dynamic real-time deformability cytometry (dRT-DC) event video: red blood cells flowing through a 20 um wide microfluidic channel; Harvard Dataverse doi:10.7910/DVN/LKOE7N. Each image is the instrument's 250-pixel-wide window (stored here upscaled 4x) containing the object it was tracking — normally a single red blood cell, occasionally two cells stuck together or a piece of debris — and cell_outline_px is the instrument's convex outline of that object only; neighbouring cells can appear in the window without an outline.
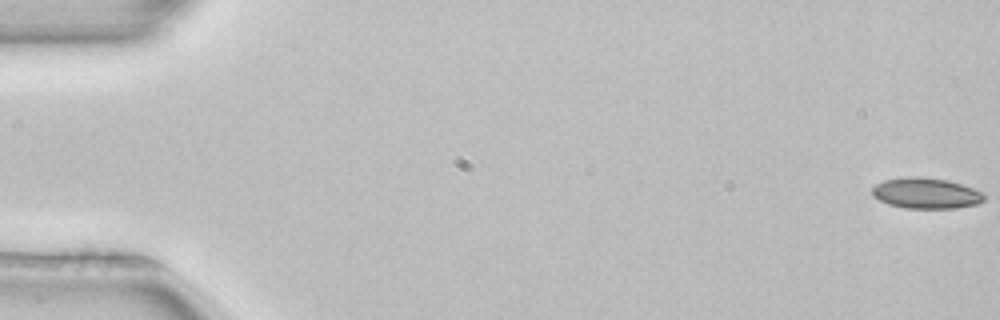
{"species": "common noctule bat (a hibernating species)", "species_latin": "Nyctalus noctula", "temperature_condition": "room temperature", "stored_images_in_passage": 52, "camera_frame_rate_fps": 3000, "um_per_image_px": 0.085, "animal": {"sex": "female", "body_mass_g": 22.7, "forearm_length_mm": 54.2}, "frame": {"image": 1, "passage_image": 1, "time_ms": 0.0, "image_size_px": [1000, 320], "cell_outline_px": [[984, 200], [976, 204], [956, 208], [904, 208], [888, 204], [872, 196], [872, 188], [876, 184], [884, 180], [908, 176], [920, 176], [948, 180], [984, 192]], "centroid_in_image_um": [78.69, 16.42], "position_along_channel_um": 6.3, "area_um2": 20.11}}
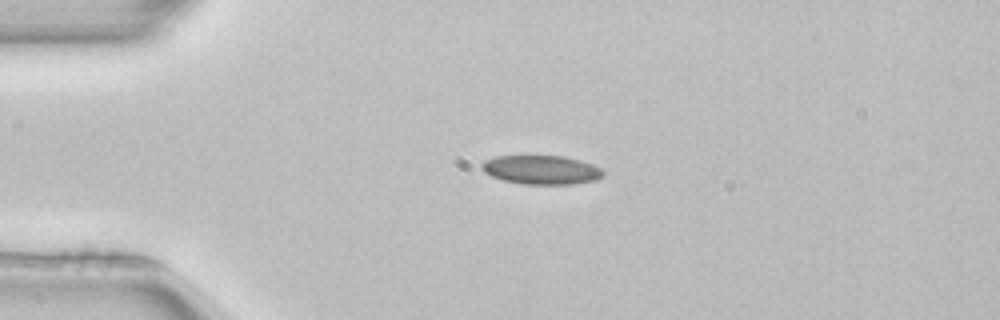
{"frame": {"image": 2, "passage_image": 13, "time_ms": 4.0, "image_size_px": [1000, 320], "cell_outline_px": [[604, 176], [596, 180], [572, 184], [524, 184], [504, 180], [492, 176], [484, 172], [480, 168], [480, 164], [484, 160], [496, 156], [564, 156], [580, 160], [592, 164], [600, 168], [604, 172]], "centroid_in_image_um": [46.01, 14.43], "position_along_channel_um": 39.0, "area_um2": 20.52}}
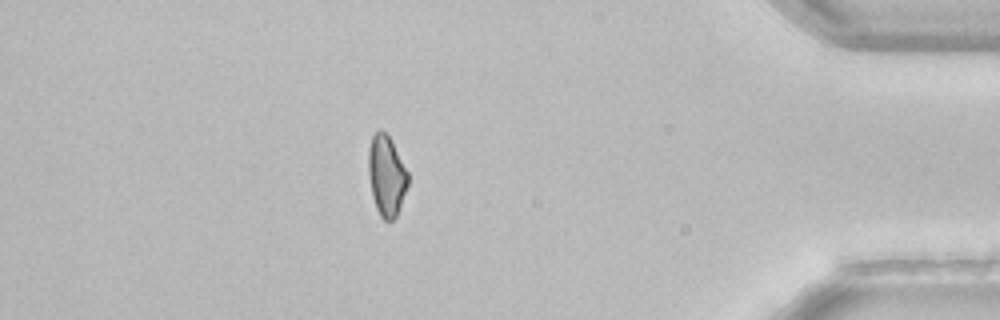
{"frame": {"image": 3, "passage_image": 46, "time_ms": 15.0, "image_size_px": [1000, 320], "cell_outline_px": [[408, 184], [396, 216], [392, 220], [384, 220], [380, 216], [376, 208], [372, 196], [368, 176], [368, 148], [372, 136], [380, 128], [392, 140], [408, 172]], "centroid_in_image_um": [32.83, 14.91], "position_along_channel_um": 402.4, "area_um2": 18.61}, "authors_computed_cell_mechanics": {"area_um2": 20.23, "velocity_mm_per_s": 3.9788, "shape_relaxation_time_tau1_ms": 7.1122, "shape_relaxation_time_tau2_ms": 8.6991, "deformation_change_tau1": 0.1316, "deformation_change_tau2": 0.1392}}